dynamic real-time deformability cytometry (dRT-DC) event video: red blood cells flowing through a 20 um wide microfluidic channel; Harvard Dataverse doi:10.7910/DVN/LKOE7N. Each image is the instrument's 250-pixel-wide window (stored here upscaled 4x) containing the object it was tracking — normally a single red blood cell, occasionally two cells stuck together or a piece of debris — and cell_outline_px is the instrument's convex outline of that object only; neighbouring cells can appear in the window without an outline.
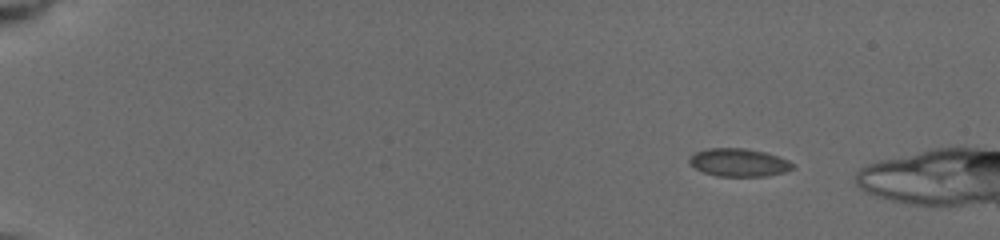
{"species": "common noctule bat (a hibernating species)", "species_latin": "Nyctalus noctula", "temperature_condition": "cold", "stored_images_in_passage": 7, "camera_frame_rate_fps": 3000, "um_per_image_px": 0.085, "animal": {"sex": "female", "body_mass_g": 19.5, "forearm_length_mm": 54.1}, "frame": {"image": 1, "passage_image": 3, "time_ms": 0.667, "image_size_px": [1000, 240], "cell_outline_px": [[792, 168], [784, 172], [768, 176], [716, 176], [704, 172], [696, 168], [688, 160], [696, 152], [708, 148], [744, 148], [764, 152], [788, 160], [792, 164]], "centroid_in_image_um": [62.79, 13.81], "position_along_channel_um": 22.2, "area_um2": 16.53}}